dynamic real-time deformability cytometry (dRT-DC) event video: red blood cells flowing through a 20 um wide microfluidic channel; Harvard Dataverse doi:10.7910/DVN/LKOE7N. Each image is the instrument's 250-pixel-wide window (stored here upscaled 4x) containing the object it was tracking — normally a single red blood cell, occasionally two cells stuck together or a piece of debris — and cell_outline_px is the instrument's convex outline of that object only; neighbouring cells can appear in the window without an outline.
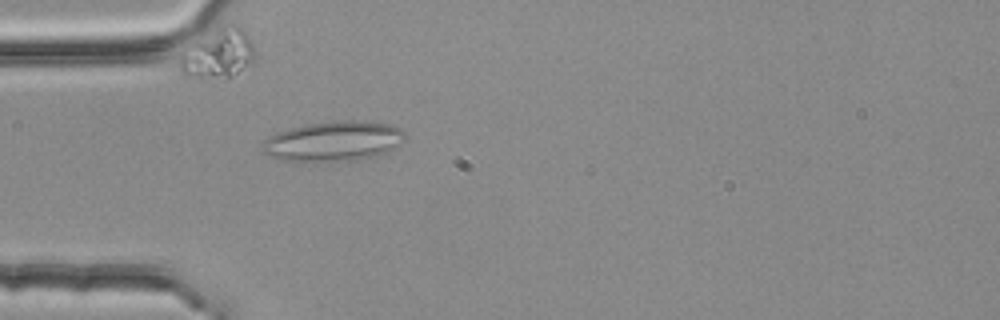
{"species": "common noctule bat (a hibernating species)", "species_latin": "Nyctalus noctula", "temperature_condition": "room temperature", "stored_images_in_passage": 39, "segment_of_instrument_passage": [1, 2], "camera_frame_rate_fps": 3000, "um_per_image_px": 0.085, "animal": {"sex": "female", "body_mass_g": 25.1}, "frame": {"image": 1, "passage_image": 1, "time_ms": 0.0, "image_size_px": [1000, 320], "cell_outline_px": [[404, 140], [384, 152], [372, 156], [348, 160], [304, 164], [280, 160], [260, 152], [264, 140], [268, 136], [276, 132], [288, 128], [308, 124], [340, 120], [352, 120], [388, 124], [400, 128], [404, 132]], "centroid_in_image_um": [28.2, 12.03], "position_along_channel_um": 56.8, "area_um2": 33.52}}